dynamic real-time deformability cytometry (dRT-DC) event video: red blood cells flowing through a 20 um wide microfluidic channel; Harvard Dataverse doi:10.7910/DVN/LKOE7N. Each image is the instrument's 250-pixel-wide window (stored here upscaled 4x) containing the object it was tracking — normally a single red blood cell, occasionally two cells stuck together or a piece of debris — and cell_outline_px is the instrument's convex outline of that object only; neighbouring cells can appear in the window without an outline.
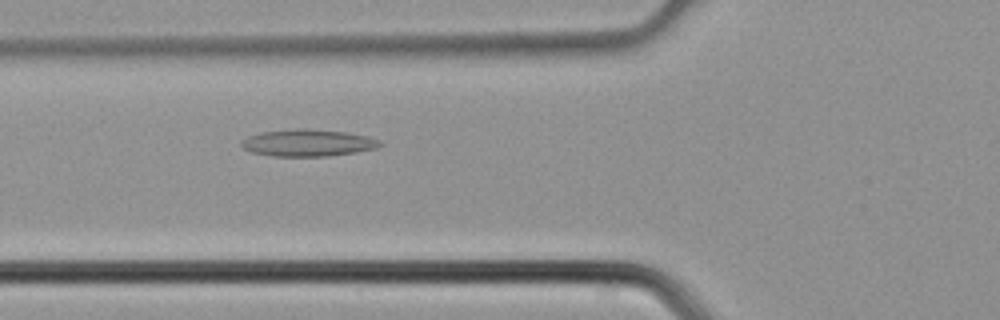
{"species": "common noctule bat (a hibernating species)", "species_latin": "Nyctalus noctula", "temperature_condition": "cold", "stored_images_in_passage": 4, "camera_frame_rate_fps": 3000, "um_per_image_px": 0.085, "animal": {"sex": "male", "body_mass_g": 21.5, "forearm_length_mm": 52.0}, "frame": {"image": 1, "passage_image": 4, "time_ms": 1.0, "image_size_px": [1000, 320], "cell_outline_px": [[384, 144], [376, 148], [356, 152], [328, 156], [272, 156], [252, 152], [244, 148], [240, 144], [240, 140], [248, 136], [260, 132], [296, 128], [304, 128], [348, 132], [368, 136], [380, 140]], "centroid_in_image_um": [26.17, 12.13], "position_along_channel_um": 99.6, "area_um2": 21.96}}